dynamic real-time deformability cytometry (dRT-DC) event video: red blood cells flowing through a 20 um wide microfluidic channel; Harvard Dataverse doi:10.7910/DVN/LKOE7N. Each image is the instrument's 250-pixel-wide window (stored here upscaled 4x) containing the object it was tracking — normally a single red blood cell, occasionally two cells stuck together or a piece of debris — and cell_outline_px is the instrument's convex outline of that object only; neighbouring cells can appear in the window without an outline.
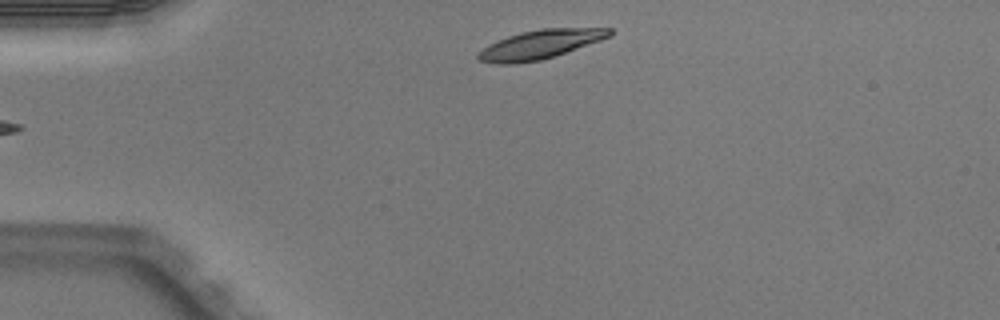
{"species": "Egyptian fruit bat (a non-hibernating species)", "species_latin": "Rousettus aegyptiacus", "temperature_condition": "warm", "stored_images_in_passage": 5, "camera_frame_rate_fps": 3000, "um_per_image_px": 0.085, "animal": {"sex": "male"}, "frame": {"image": 1, "passage_image": 5, "time_ms": 1.333, "image_size_px": [1000, 320], "cell_outline_px": [[612, 36], [556, 56], [540, 60], [516, 64], [496, 64], [480, 60], [476, 56], [488, 44], [508, 36], [520, 32], [540, 28], [612, 28]], "centroid_in_image_um": [45.93, 3.77], "position_along_channel_um": 39.1, "area_um2": 22.2}}